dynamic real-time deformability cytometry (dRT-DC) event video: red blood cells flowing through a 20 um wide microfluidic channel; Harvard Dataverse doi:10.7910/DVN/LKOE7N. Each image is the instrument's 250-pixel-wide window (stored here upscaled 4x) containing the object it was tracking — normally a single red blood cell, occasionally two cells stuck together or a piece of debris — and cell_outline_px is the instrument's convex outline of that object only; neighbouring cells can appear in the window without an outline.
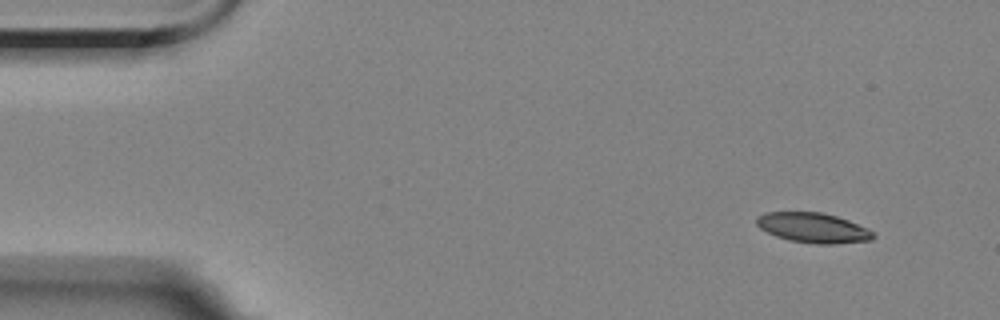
{"species": "Egyptian fruit bat (a non-hibernating species)", "species_latin": "Rousettus aegyptiacus", "temperature_condition": "room temperature", "stored_images_in_passage": 4, "camera_frame_rate_fps": 3000, "um_per_image_px": 0.085, "animal": {"sex": "female"}, "frame": {"image": 1, "passage_image": 1, "time_ms": 0.0, "image_size_px": [1000, 320], "cell_outline_px": [[876, 236], [872, 240], [832, 244], [816, 244], [788, 240], [776, 236], [760, 228], [756, 224], [756, 216], [764, 212], [824, 212], [848, 220], [868, 228]], "centroid_in_image_um": [69.11, 19.36], "position_along_channel_um": 15.9, "area_um2": 20.46}}
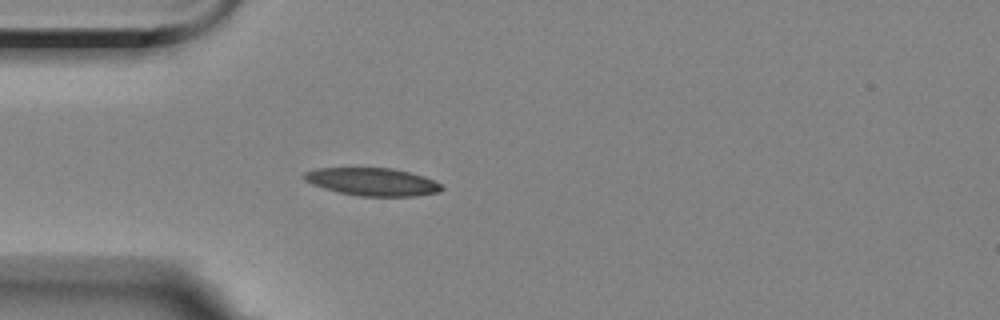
{"frame": {"image": 2, "passage_image": 4, "time_ms": 3.667, "image_size_px": [1000, 320], "cell_outline_px": [[444, 188], [440, 192], [416, 196], [360, 196], [340, 192], [324, 188], [312, 184], [304, 180], [300, 176], [304, 172], [316, 168], [392, 168], [424, 176], [440, 184]], "centroid_in_image_um": [31.63, 15.45], "position_along_channel_um": 53.4, "area_um2": 22.25}}